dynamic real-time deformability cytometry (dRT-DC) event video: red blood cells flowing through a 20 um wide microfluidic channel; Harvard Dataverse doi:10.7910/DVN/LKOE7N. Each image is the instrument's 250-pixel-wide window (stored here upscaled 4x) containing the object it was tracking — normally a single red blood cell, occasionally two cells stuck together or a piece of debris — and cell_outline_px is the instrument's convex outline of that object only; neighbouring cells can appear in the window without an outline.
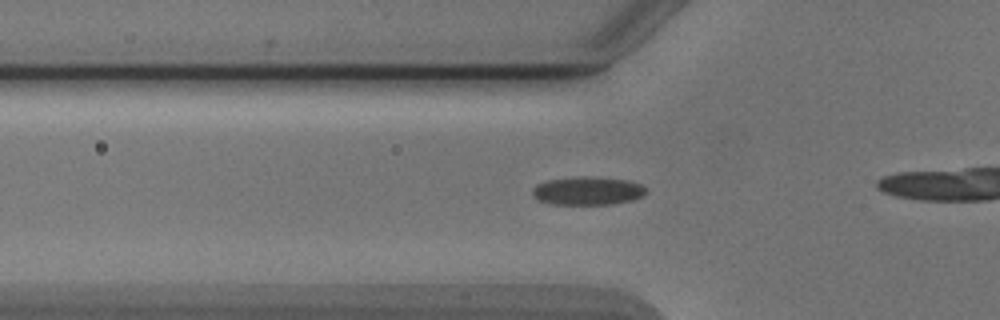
{"species": "Egyptian fruit bat (a non-hibernating species)", "species_latin": "Rousettus aegyptiacus", "temperature_condition": "cold", "stored_images_in_passage": 27, "camera_frame_rate_fps": 3000, "um_per_image_px": 0.085, "animal": {"sex": "male"}, "frame": {"image": 1, "passage_image": 15, "time_ms": 4.667, "image_size_px": [1000, 320], "cell_outline_px": [[648, 192], [644, 196], [632, 200], [612, 204], [548, 204], [536, 200], [532, 196], [532, 188], [536, 184], [548, 180], [580, 176], [588, 176], [628, 180], [640, 184], [648, 188]], "centroid_in_image_um": [49.94, 16.22], "position_along_channel_um": 75.9, "area_um2": 19.07}}
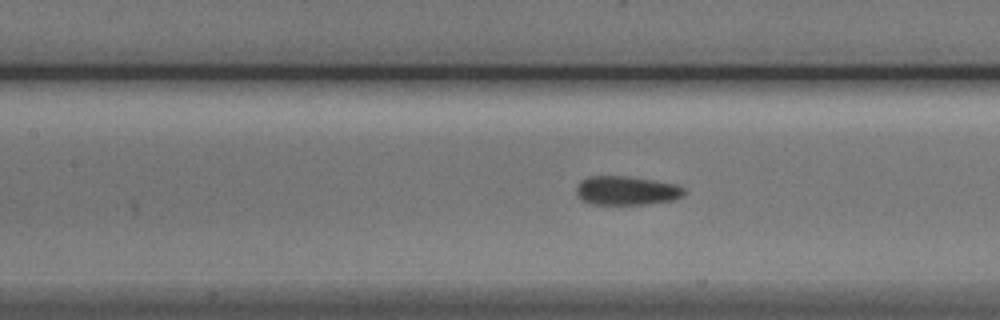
{"frame": {"image": 2, "passage_image": 21, "time_ms": 6.667, "image_size_px": [1000, 320], "cell_outline_px": [[684, 196], [672, 200], [648, 204], [588, 204], [580, 200], [576, 196], [576, 184], [580, 180], [588, 176], [628, 176], [676, 184], [684, 188]], "centroid_in_image_um": [53.19, 16.2], "position_along_channel_um": 154.2, "area_um2": 18.44}}
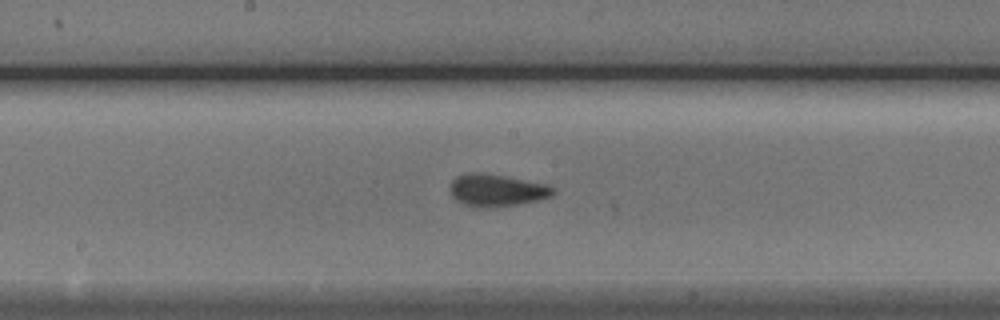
{"frame": {"image": 3, "passage_image": 25, "time_ms": 8.0, "image_size_px": [1000, 320], "cell_outline_px": [[556, 192], [552, 196], [520, 204], [488, 208], [472, 208], [456, 200], [448, 192], [448, 188], [452, 180], [456, 176], [472, 172], [480, 172], [504, 176], [544, 184], [556, 188]], "centroid_in_image_um": [42.16, 16.19], "position_along_channel_um": 206.0, "area_um2": 19.59}}